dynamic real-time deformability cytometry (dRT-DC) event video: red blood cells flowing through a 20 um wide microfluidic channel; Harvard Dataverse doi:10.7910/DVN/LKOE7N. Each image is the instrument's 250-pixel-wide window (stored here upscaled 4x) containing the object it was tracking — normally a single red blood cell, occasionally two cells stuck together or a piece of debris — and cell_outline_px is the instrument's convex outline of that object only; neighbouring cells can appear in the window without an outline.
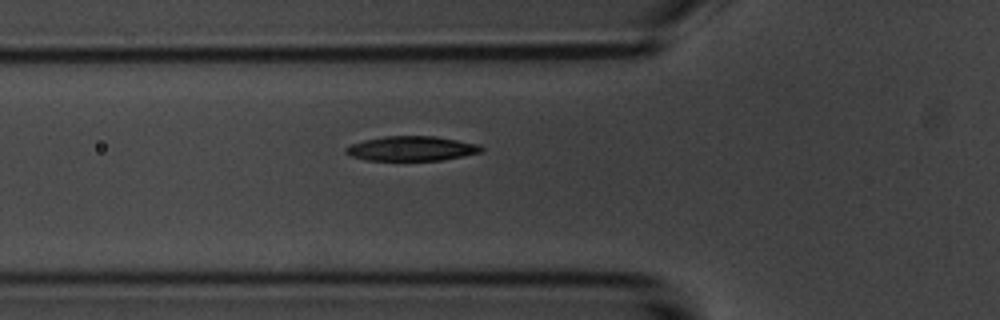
{"species": "common noctule bat (a hibernating species)", "species_latin": "Nyctalus noctula", "temperature_condition": "room temperature", "stored_images_in_passage": 4, "camera_frame_rate_fps": 3000, "um_per_image_px": 0.085, "animal": {"sex": "male", "body_mass_g": 20.1, "forearm_length_mm": 53.5}, "frame": {"image": 1, "passage_image": 4, "time_ms": 3.667, "image_size_px": [1000, 320], "cell_outline_px": [[484, 152], [464, 156], [440, 160], [364, 160], [352, 156], [344, 152], [344, 148], [352, 144], [364, 140], [384, 136], [436, 136], [480, 144], [484, 148]], "centroid_in_image_um": [35.02, 12.62], "position_along_channel_um": 90.8, "area_um2": 19.59}}